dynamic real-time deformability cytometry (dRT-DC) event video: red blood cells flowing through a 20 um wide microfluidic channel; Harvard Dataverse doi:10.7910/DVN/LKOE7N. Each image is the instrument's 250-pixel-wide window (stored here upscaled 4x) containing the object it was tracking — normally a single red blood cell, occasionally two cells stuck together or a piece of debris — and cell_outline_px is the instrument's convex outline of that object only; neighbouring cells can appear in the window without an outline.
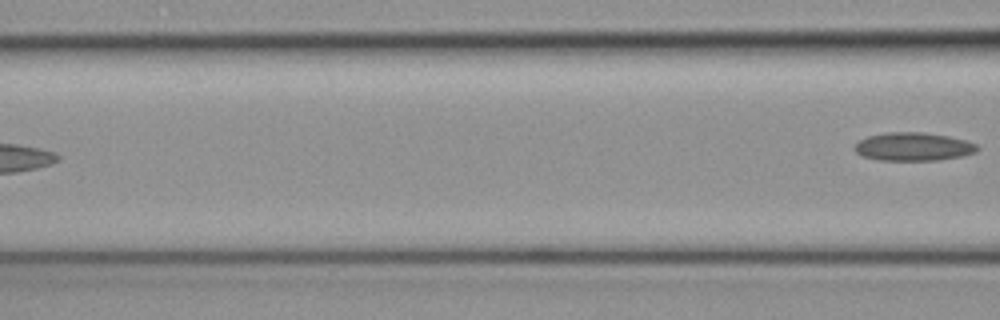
{"species": "common noctule bat (a hibernating species)", "species_latin": "Nyctalus noctula", "temperature_condition": "cold", "stored_images_in_passage": 3, "camera_frame_rate_fps": 3000, "um_per_image_px": 0.085, "animal": {"sex": "female", "body_mass_g": 19.3, "forearm_length_mm": 54.1}, "frame": {"image": 1, "passage_image": 3, "time_ms": 0.667, "image_size_px": [1000, 320], "cell_outline_px": [[980, 148], [976, 152], [960, 156], [936, 160], [880, 160], [864, 156], [856, 152], [852, 148], [860, 140], [868, 136], [888, 132], [924, 132], [948, 136], [964, 140], [976, 144]], "centroid_in_image_um": [77.62, 12.46], "position_along_channel_um": 89.0, "area_um2": 20.06}}